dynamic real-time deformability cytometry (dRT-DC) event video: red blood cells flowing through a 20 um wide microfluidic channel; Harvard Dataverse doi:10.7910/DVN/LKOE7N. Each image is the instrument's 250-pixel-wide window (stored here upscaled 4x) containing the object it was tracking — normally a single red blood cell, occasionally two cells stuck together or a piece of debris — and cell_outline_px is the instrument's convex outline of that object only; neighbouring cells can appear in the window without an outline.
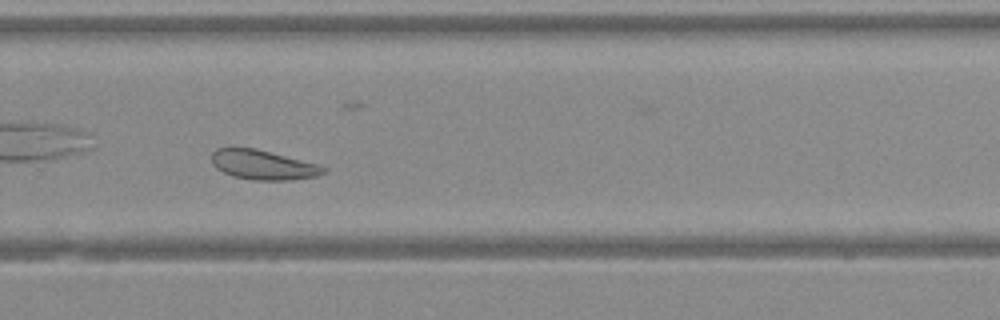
{"species": "Egyptian fruit bat (a non-hibernating species)", "species_latin": "Rousettus aegyptiacus", "temperature_condition": "warm", "stored_images_in_passage": 30, "camera_frame_rate_fps": 3000, "um_per_image_px": 0.085, "animal": {"sex": "female"}, "frame": {"image": 1, "passage_image": 17, "time_ms": 5.333, "image_size_px": [1000, 320], "cell_outline_px": [[328, 168], [324, 172], [316, 176], [292, 180], [252, 180], [232, 176], [216, 168], [212, 164], [212, 152], [216, 148], [256, 148], [320, 164]], "centroid_in_image_um": [22.38, 14.01], "position_along_channel_um": 307.4, "area_um2": 19.42}}